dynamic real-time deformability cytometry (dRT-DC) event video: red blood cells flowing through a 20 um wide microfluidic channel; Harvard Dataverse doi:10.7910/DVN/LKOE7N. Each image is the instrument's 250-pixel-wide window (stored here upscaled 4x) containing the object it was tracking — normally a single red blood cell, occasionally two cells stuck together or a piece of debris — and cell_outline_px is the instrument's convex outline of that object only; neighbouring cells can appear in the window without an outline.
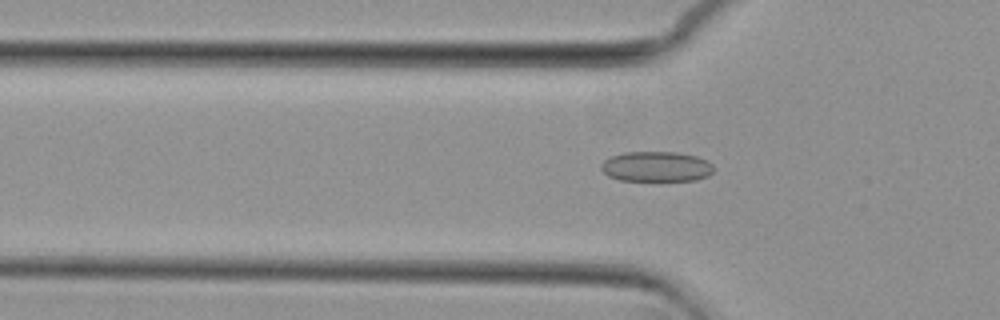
{"species": "common noctule bat (a hibernating species)", "species_latin": "Nyctalus noctula", "temperature_condition": "cold", "stored_images_in_passage": 48, "camera_frame_rate_fps": 3000, "um_per_image_px": 0.085, "animal": {"sex": "female", "body_mass_g": 29.2, "forearm_length_mm": 56.3}, "frame": {"image": 1, "passage_image": 14, "time_ms": 4.333, "image_size_px": [1000, 320], "cell_outline_px": [[712, 172], [708, 176], [696, 180], [620, 180], [608, 176], [600, 168], [600, 164], [604, 160], [612, 156], [624, 152], [676, 152], [696, 156], [712, 164]], "centroid_in_image_um": [55.75, 14.15], "position_along_channel_um": 70.0, "area_um2": 19.65}}
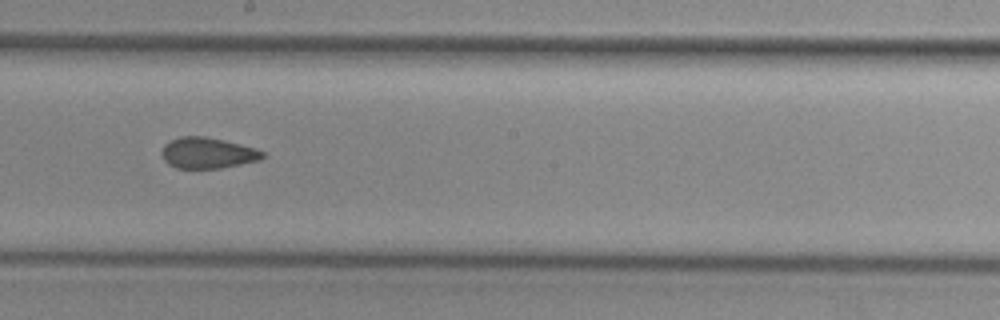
{"frame": {"image": 2, "passage_image": 27, "time_ms": 8.667, "image_size_px": [1000, 320], "cell_outline_px": [[264, 156], [260, 160], [220, 168], [176, 168], [168, 164], [164, 160], [160, 152], [164, 144], [180, 136], [204, 136], [224, 140], [256, 148], [264, 152]], "centroid_in_image_um": [17.63, 13.0], "position_along_channel_um": 230.6, "area_um2": 18.21}}
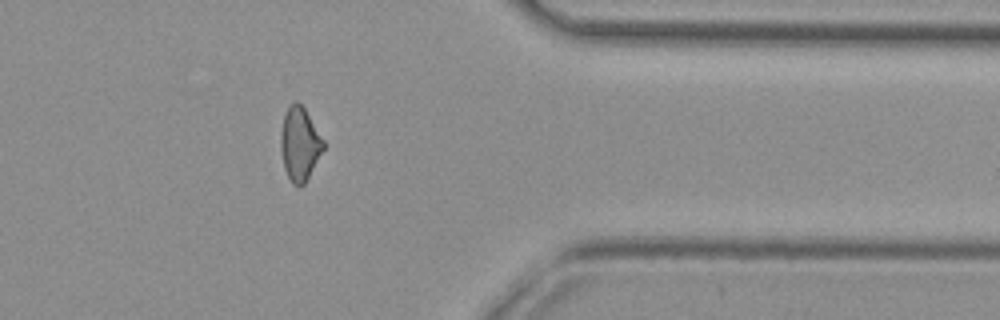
{"frame": {"image": 3, "passage_image": 41, "time_ms": 13.333, "image_size_px": [1000, 320], "cell_outline_px": [[324, 148], [304, 184], [300, 188], [292, 184], [284, 168], [280, 148], [280, 132], [284, 116], [288, 108], [296, 100], [304, 108], [324, 140]], "centroid_in_image_um": [25.46, 12.26], "position_along_channel_um": 385.9, "area_um2": 18.09}}